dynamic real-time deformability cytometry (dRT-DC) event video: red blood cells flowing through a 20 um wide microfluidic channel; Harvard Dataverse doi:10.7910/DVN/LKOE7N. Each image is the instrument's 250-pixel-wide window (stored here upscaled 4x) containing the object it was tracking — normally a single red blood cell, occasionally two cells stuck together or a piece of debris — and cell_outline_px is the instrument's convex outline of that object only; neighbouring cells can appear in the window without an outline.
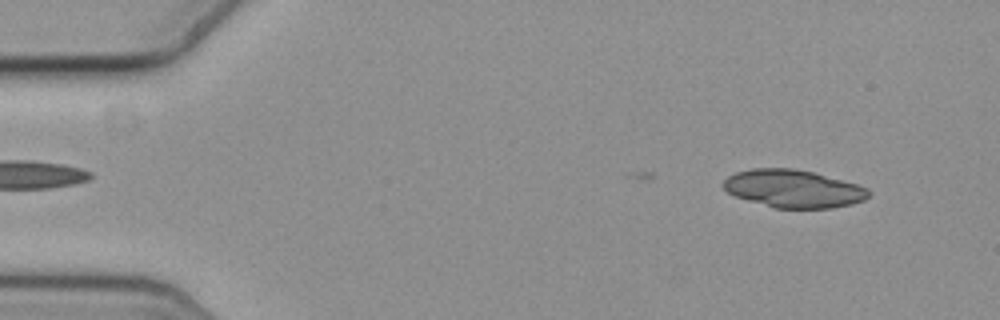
{"species": "common noctule bat (a hibernating species)", "species_latin": "Nyctalus noctula", "temperature_condition": "cold", "stored_images_in_passage": 42, "camera_frame_rate_fps": 3000, "um_per_image_px": 0.085, "animal": {"sex": "female", "body_mass_g": 19.3, "forearm_length_mm": 54.1}, "frame": {"image": 1, "passage_image": 1, "time_ms": 0.0, "image_size_px": [1000, 320], "cell_outline_px": [[868, 196], [864, 200], [852, 204], [832, 208], [772, 208], [736, 196], [728, 192], [724, 188], [724, 180], [728, 176], [736, 172], [752, 168], [792, 168], [812, 172], [856, 184], [868, 188]], "centroid_in_image_um": [67.42, 16.04], "position_along_channel_um": 17.6, "area_um2": 31.73}}
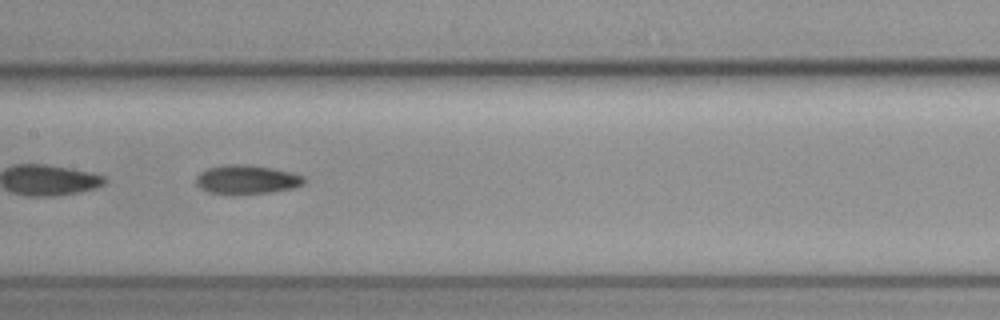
{"frame": {"image": 2, "passage_image": 24, "time_ms": 7.667, "image_size_px": [1000, 320], "cell_outline_px": [[304, 184], [292, 188], [268, 192], [232, 196], [208, 192], [200, 188], [196, 184], [196, 176], [200, 172], [208, 168], [224, 164], [248, 164], [272, 168], [304, 176]], "centroid_in_image_um": [20.9, 15.27], "position_along_channel_um": 186.5, "area_um2": 18.5}}
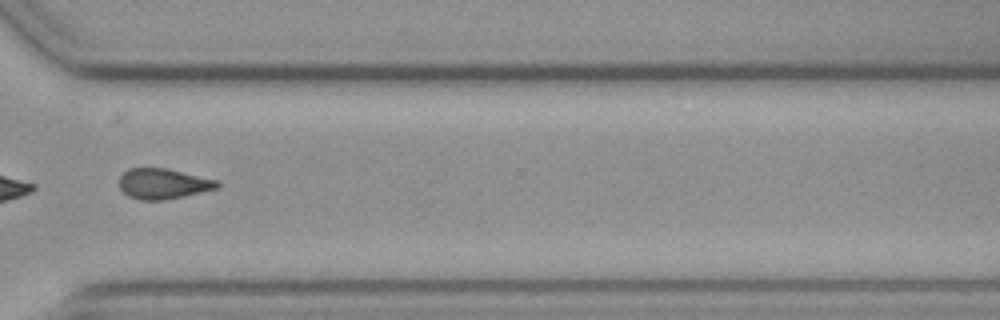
{"frame": {"image": 3, "passage_image": 38, "time_ms": 12.333, "image_size_px": [1000, 320], "cell_outline_px": [[220, 184], [216, 188], [200, 192], [164, 200], [140, 200], [128, 196], [120, 188], [120, 176], [128, 168], [168, 168], [216, 180]], "centroid_in_image_um": [13.83, 15.61], "position_along_channel_um": 356.8, "area_um2": 17.17}, "authors_computed_cell_mechanics": {"area_um2": 18.2648, "velocity_mm_per_s": 3.6548, "shape_relaxation_time_tau1_ms": null, "shape_relaxation_time_tau2_ms": 8.0947, "deformation_change_tau1": null, "deformation_change_tau2": 0.1471}}